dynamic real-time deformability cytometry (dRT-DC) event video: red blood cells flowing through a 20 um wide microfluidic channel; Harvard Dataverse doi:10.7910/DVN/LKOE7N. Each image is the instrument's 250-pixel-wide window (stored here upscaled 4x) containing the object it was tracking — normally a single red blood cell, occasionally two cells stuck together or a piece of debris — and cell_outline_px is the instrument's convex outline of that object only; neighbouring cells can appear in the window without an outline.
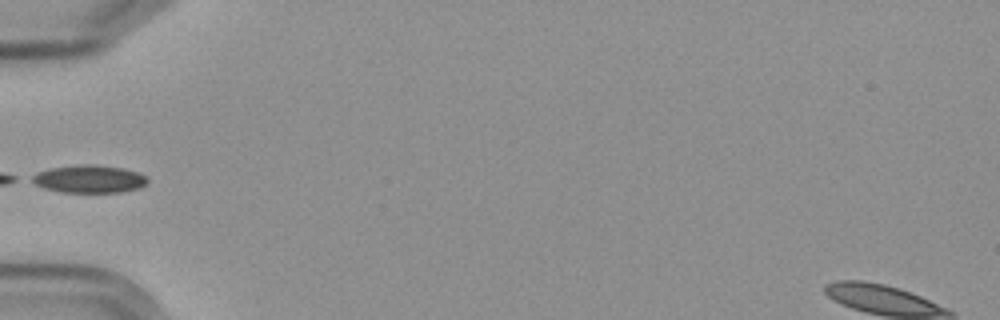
{"species": "Egyptian fruit bat (a non-hibernating species)", "species_latin": "Rousettus aegyptiacus", "temperature_condition": "cold", "stored_images_in_passage": 6, "camera_frame_rate_fps": 3000, "um_per_image_px": 0.085, "frame": {"image": 1, "passage_image": 5, "time_ms": 5.667, "image_size_px": [1000, 320], "cell_outline_px": [[148, 184], [140, 188], [120, 192], [60, 192], [44, 188], [28, 180], [28, 176], [36, 172], [52, 168], [80, 164], [96, 164], [120, 168], [140, 172], [148, 176]], "centroid_in_image_um": [7.58, 15.21], "position_along_channel_um": 77.4, "area_um2": 19.02}}
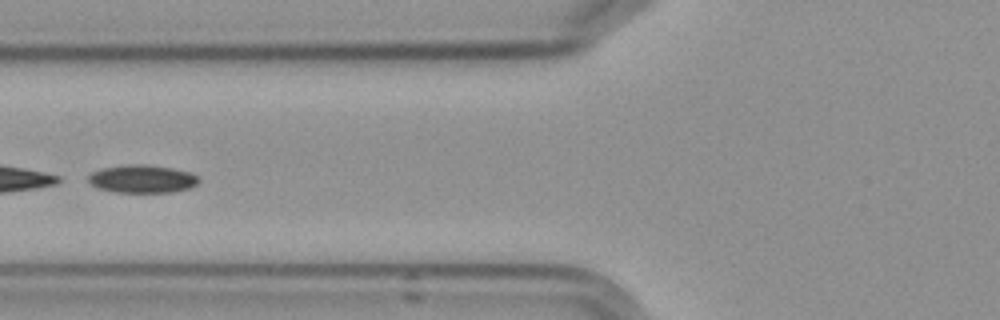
{"frame": {"image": 2, "passage_image": 6, "time_ms": 6.667, "image_size_px": [1000, 320], "cell_outline_px": [[200, 180], [196, 184], [188, 188], [172, 192], [116, 192], [96, 188], [88, 180], [88, 176], [92, 172], [104, 168], [128, 164], [148, 164], [172, 168], [192, 172], [200, 176]], "centroid_in_image_um": [12.12, 15.2], "position_along_channel_um": 113.7, "area_um2": 18.09}}